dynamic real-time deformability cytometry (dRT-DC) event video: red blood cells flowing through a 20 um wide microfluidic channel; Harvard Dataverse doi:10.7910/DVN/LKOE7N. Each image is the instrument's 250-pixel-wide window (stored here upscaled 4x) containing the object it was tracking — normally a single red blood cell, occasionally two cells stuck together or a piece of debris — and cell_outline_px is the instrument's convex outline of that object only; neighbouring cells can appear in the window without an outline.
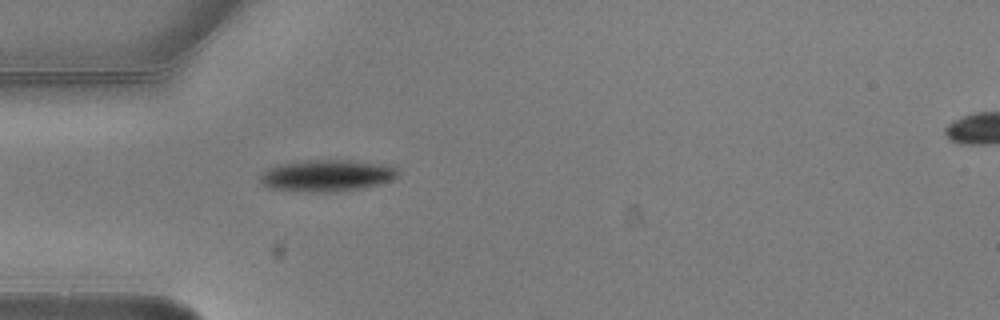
{"species": "common noctule bat (a hibernating species)", "species_latin": "Nyctalus noctula", "temperature_condition": "warm", "stored_images_in_passage": 2, "segment_of_instrument_passage": [1, 2], "camera_frame_rate_fps": 3000, "um_per_image_px": 0.085, "animal": {"sex": "male", "body_mass_g": 20.5, "forearm_length_mm": 52.5}, "frame": {"image": 1, "passage_image": 1, "time_ms": 0.0, "image_size_px": [1000, 320], "cell_outline_px": [[400, 176], [392, 180], [380, 184], [364, 188], [340, 192], [300, 192], [268, 188], [260, 180], [260, 176], [268, 168], [284, 164], [304, 160], [352, 160], [388, 164], [396, 168], [400, 172]], "centroid_in_image_um": [27.86, 14.93], "position_along_channel_um": 57.1, "area_um2": 25.89}}